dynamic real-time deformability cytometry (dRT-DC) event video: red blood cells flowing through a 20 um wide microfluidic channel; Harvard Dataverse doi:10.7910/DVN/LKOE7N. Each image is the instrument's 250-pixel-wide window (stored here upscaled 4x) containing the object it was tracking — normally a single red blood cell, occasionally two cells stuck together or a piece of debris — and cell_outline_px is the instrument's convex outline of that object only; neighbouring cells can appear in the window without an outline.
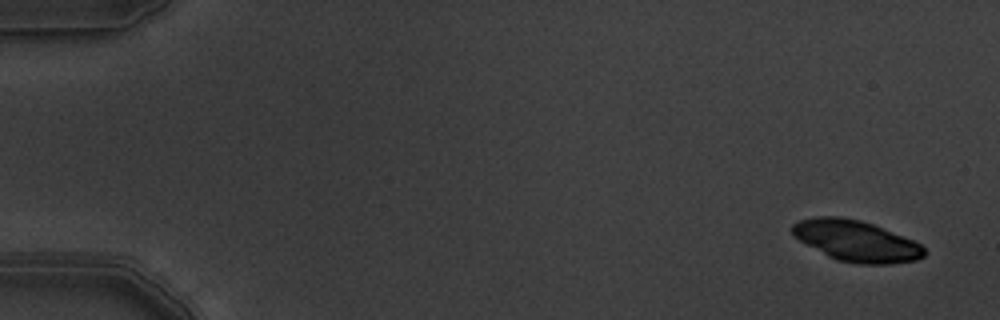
{"species": "common noctule bat (a hibernating species)", "species_latin": "Nyctalus noctula", "temperature_condition": "warm", "stored_images_in_passage": 6, "camera_frame_rate_fps": 3000, "um_per_image_px": 0.085, "animal": {"sex": "male", "body_mass_g": 19.5, "forearm_length_mm": 54.6}, "frame": {"image": 1, "passage_image": 1, "time_ms": 0.0, "image_size_px": [1000, 320], "cell_outline_px": [[928, 252], [924, 256], [916, 260], [888, 264], [860, 264], [836, 260], [828, 256], [792, 236], [792, 224], [800, 220], [816, 216], [840, 216], [860, 220], [872, 224], [912, 240], [920, 244]], "centroid_in_image_um": [72.76, 20.48], "position_along_channel_um": 12.2, "area_um2": 31.39}}